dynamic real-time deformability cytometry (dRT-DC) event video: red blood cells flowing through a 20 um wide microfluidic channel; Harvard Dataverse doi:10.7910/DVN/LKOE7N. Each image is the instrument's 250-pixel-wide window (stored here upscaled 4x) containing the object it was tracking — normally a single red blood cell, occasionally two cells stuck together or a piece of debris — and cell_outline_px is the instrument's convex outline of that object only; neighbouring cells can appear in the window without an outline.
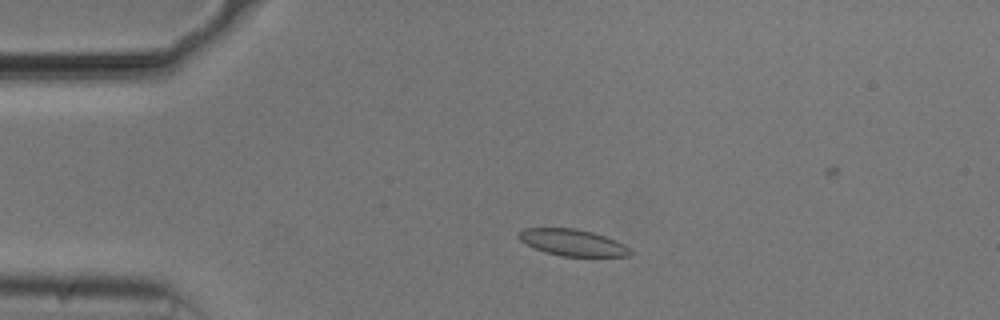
{"species": "common noctule bat (a hibernating species)", "species_latin": "Nyctalus noctula", "temperature_condition": "cold", "stored_images_in_passage": 52, "camera_frame_rate_fps": 3000, "um_per_image_px": 0.085, "animal": {"sex": "male", "body_mass_g": 20.5, "forearm_length_mm": 52.5}, "frame": {"image": 1, "passage_image": 9, "time_ms": 2.667, "image_size_px": [1000, 320], "cell_outline_px": [[632, 256], [560, 256], [544, 252], [520, 240], [516, 236], [524, 228], [576, 228], [592, 232], [616, 240], [624, 244], [632, 252]], "centroid_in_image_um": [48.68, 20.61], "position_along_channel_um": 36.3, "area_um2": 17.17}}
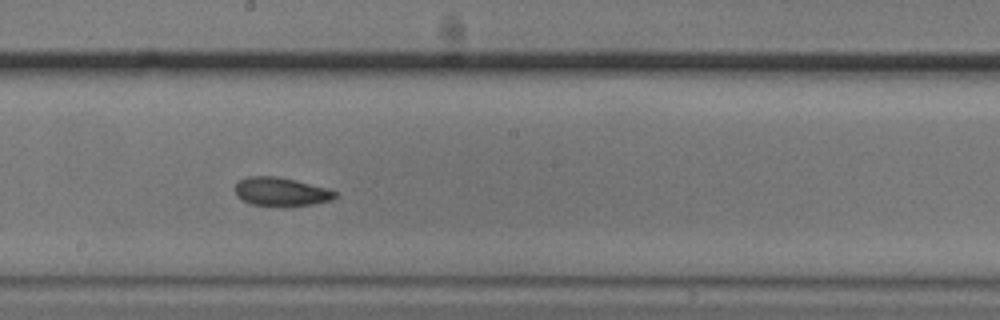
{"frame": {"image": 2, "passage_image": 27, "time_ms": 8.667, "image_size_px": [1000, 320], "cell_outline_px": [[340, 192], [332, 200], [312, 204], [284, 208], [252, 204], [236, 196], [236, 184], [240, 180], [248, 176], [276, 176], [328, 188]], "centroid_in_image_um": [23.93, 16.32], "position_along_channel_um": 224.3, "area_um2": 16.94}}
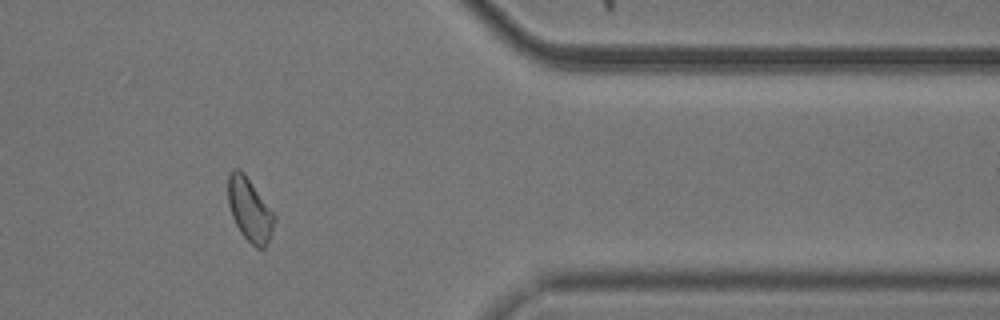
{"frame": {"image": 3, "passage_image": 42, "time_ms": 13.667, "image_size_px": [1000, 320], "cell_outline_px": [[276, 220], [272, 232], [264, 248], [256, 248], [240, 232], [232, 216], [228, 204], [228, 172], [232, 168], [240, 168], [244, 172], [276, 216]], "centroid_in_image_um": [21.21, 17.78], "position_along_channel_um": 390.2, "area_um2": 17.11}, "authors_computed_cell_mechanics": {"area_um2": 17.2533, "velocity_mm_per_s": 3.7181, "shape_relaxation_time_tau1_ms": 3.7437, "shape_relaxation_time_tau2_ms": 2.6263, "deformation_change_tau1": 0.0933, "deformation_change_tau2": 0.0705}}